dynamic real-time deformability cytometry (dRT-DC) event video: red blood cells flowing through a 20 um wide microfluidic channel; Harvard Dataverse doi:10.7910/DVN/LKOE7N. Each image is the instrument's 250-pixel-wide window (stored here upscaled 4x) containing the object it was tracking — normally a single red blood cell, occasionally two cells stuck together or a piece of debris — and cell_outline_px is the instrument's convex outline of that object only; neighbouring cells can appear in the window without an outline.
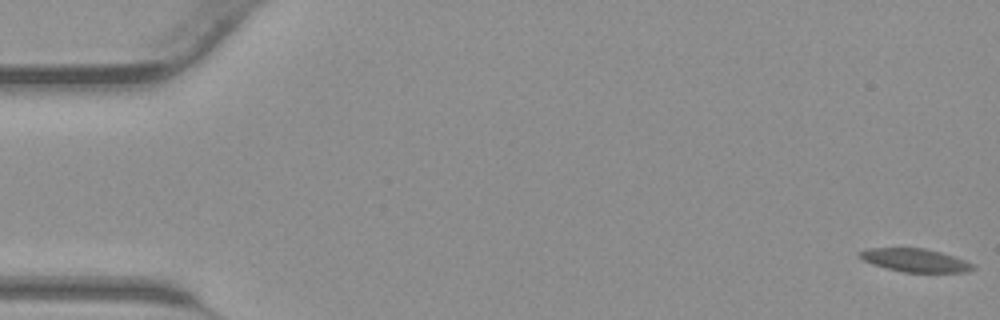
{"species": "common noctule bat (a hibernating species)", "species_latin": "Nyctalus noctula", "temperature_condition": "warm", "stored_images_in_passage": 15, "camera_frame_rate_fps": 3000, "um_per_image_px": 0.085, "animal": {"sex": "male", "body_mass_g": 23.1, "forearm_length_mm": 52.7}, "frame": {"image": 1, "passage_image": 1, "time_ms": 0.0, "image_size_px": [1000, 320], "cell_outline_px": [[976, 268], [968, 272], [904, 272], [872, 264], [856, 256], [860, 252], [868, 248], [924, 248], [940, 252], [976, 264]], "centroid_in_image_um": [77.81, 22.12], "position_along_channel_um": 7.2, "area_um2": 15.26}}
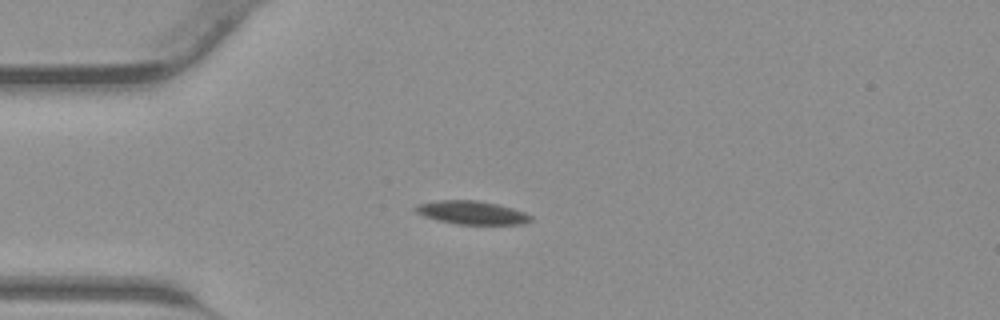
{"frame": {"image": 2, "passage_image": 12, "time_ms": 3.667, "image_size_px": [1000, 320], "cell_outline_px": [[532, 220], [524, 224], [456, 224], [424, 216], [416, 212], [412, 208], [416, 204], [436, 200], [476, 200], [496, 204], [512, 208], [524, 212], [532, 216]], "centroid_in_image_um": [40.08, 18.06], "position_along_channel_um": 44.9, "area_um2": 15.66}}